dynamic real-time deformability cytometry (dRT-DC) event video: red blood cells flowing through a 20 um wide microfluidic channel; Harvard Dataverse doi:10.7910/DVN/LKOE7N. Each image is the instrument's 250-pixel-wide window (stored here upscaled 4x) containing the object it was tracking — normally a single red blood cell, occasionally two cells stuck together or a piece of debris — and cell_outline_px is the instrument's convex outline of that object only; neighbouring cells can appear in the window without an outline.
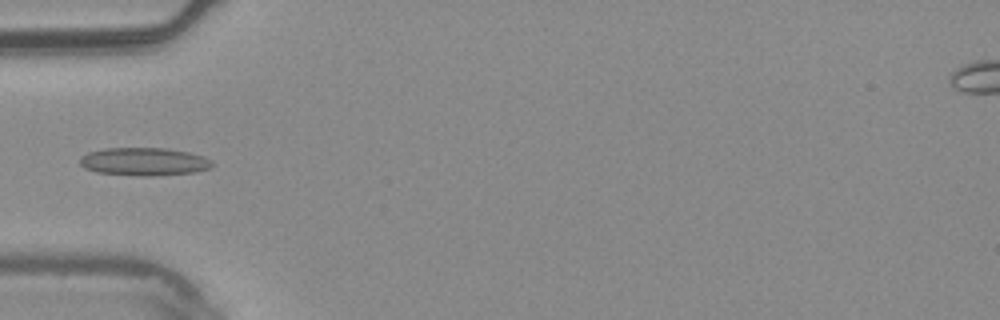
{"species": "common noctule bat (a hibernating species)", "species_latin": "Nyctalus noctula", "temperature_condition": "warm", "stored_images_in_passage": 5, "camera_frame_rate_fps": 3000, "um_per_image_px": 0.085, "animal": {"sex": "male", "body_mass_g": 20.4}, "frame": {"image": 1, "passage_image": 5, "time_ms": 1.333, "image_size_px": [1000, 320], "cell_outline_px": [[212, 168], [196, 172], [152, 176], [140, 176], [96, 172], [84, 168], [80, 164], [80, 156], [88, 152], [104, 148], [164, 148], [188, 152], [204, 156], [212, 160]], "centroid_in_image_um": [12.25, 13.74], "position_along_channel_um": 72.8, "area_um2": 21.73}}